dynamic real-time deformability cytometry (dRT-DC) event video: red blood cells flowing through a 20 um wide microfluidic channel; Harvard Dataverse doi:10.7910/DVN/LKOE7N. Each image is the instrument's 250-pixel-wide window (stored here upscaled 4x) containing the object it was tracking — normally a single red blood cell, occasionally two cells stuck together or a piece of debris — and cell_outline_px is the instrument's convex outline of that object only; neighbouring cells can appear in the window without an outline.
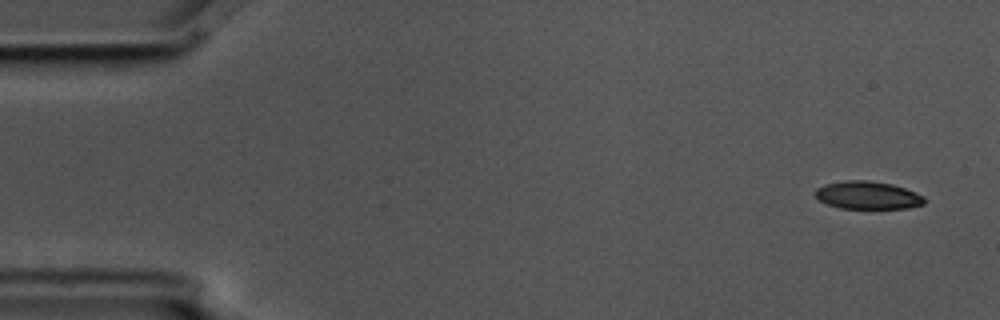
{"species": "common noctule bat (a hibernating species)", "species_latin": "Nyctalus noctula", "temperature_condition": "cold", "stored_images_in_passage": 4, "camera_frame_rate_fps": 3000, "um_per_image_px": 0.085, "animal": {"sex": "male", "body_mass_g": 17.5, "forearm_length_mm": 52.3}, "frame": {"image": 1, "passage_image": 1, "time_ms": 0.0, "image_size_px": [1000, 320], "cell_outline_px": [[924, 204], [908, 208], [840, 208], [828, 204], [820, 200], [816, 196], [816, 188], [824, 184], [848, 180], [868, 180], [892, 184], [904, 188], [924, 196]], "centroid_in_image_um": [73.75, 16.59], "position_along_channel_um": 11.2, "area_um2": 17.51}}
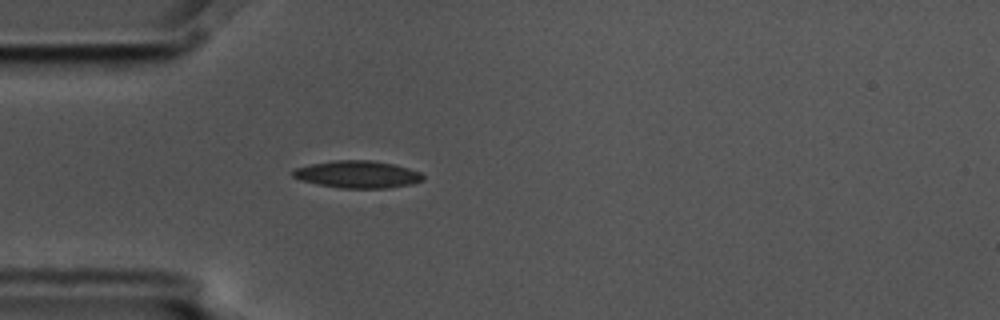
{"frame": {"image": 2, "passage_image": 4, "time_ms": 1.0, "image_size_px": [1000, 320], "cell_outline_px": [[424, 180], [412, 184], [388, 188], [340, 188], [316, 184], [300, 180], [292, 176], [288, 172], [296, 168], [312, 164], [332, 160], [372, 160], [392, 164], [408, 168], [420, 172], [424, 176]], "centroid_in_image_um": [30.36, 14.82], "position_along_channel_um": 54.6, "area_um2": 20.81}}